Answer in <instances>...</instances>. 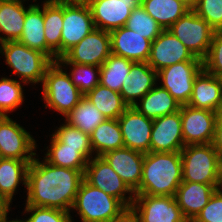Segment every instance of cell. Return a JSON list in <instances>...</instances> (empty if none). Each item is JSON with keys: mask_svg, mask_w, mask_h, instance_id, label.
<instances>
[{"mask_svg": "<svg viewBox=\"0 0 222 222\" xmlns=\"http://www.w3.org/2000/svg\"><path fill=\"white\" fill-rule=\"evenodd\" d=\"M84 180L80 170L57 167L34 158L27 172L26 206L56 208L70 212Z\"/></svg>", "mask_w": 222, "mask_h": 222, "instance_id": "1", "label": "cell"}, {"mask_svg": "<svg viewBox=\"0 0 222 222\" xmlns=\"http://www.w3.org/2000/svg\"><path fill=\"white\" fill-rule=\"evenodd\" d=\"M183 182L180 152L145 153L142 178L135 195L174 196Z\"/></svg>", "mask_w": 222, "mask_h": 222, "instance_id": "2", "label": "cell"}, {"mask_svg": "<svg viewBox=\"0 0 222 222\" xmlns=\"http://www.w3.org/2000/svg\"><path fill=\"white\" fill-rule=\"evenodd\" d=\"M180 153L183 182L222 185V157L211 143L186 145Z\"/></svg>", "mask_w": 222, "mask_h": 222, "instance_id": "3", "label": "cell"}, {"mask_svg": "<svg viewBox=\"0 0 222 222\" xmlns=\"http://www.w3.org/2000/svg\"><path fill=\"white\" fill-rule=\"evenodd\" d=\"M0 44V53L4 54L7 65L13 69V74L21 77V82L43 83L46 70L53 63L46 54L31 49L17 40Z\"/></svg>", "mask_w": 222, "mask_h": 222, "instance_id": "4", "label": "cell"}, {"mask_svg": "<svg viewBox=\"0 0 222 222\" xmlns=\"http://www.w3.org/2000/svg\"><path fill=\"white\" fill-rule=\"evenodd\" d=\"M43 99L45 107L53 108L66 116L84 94L71 81L68 73L62 70V65L53 62L46 70L43 80Z\"/></svg>", "mask_w": 222, "mask_h": 222, "instance_id": "5", "label": "cell"}, {"mask_svg": "<svg viewBox=\"0 0 222 222\" xmlns=\"http://www.w3.org/2000/svg\"><path fill=\"white\" fill-rule=\"evenodd\" d=\"M125 207L119 199L83 180L72 208L79 212L82 222H107Z\"/></svg>", "mask_w": 222, "mask_h": 222, "instance_id": "6", "label": "cell"}, {"mask_svg": "<svg viewBox=\"0 0 222 222\" xmlns=\"http://www.w3.org/2000/svg\"><path fill=\"white\" fill-rule=\"evenodd\" d=\"M168 30L176 36L192 54L203 60L216 31L194 10H189Z\"/></svg>", "mask_w": 222, "mask_h": 222, "instance_id": "7", "label": "cell"}, {"mask_svg": "<svg viewBox=\"0 0 222 222\" xmlns=\"http://www.w3.org/2000/svg\"><path fill=\"white\" fill-rule=\"evenodd\" d=\"M61 57L95 29L90 7L85 0L63 3Z\"/></svg>", "mask_w": 222, "mask_h": 222, "instance_id": "8", "label": "cell"}, {"mask_svg": "<svg viewBox=\"0 0 222 222\" xmlns=\"http://www.w3.org/2000/svg\"><path fill=\"white\" fill-rule=\"evenodd\" d=\"M110 54V32L95 28L60 57L57 62L100 67Z\"/></svg>", "mask_w": 222, "mask_h": 222, "instance_id": "9", "label": "cell"}, {"mask_svg": "<svg viewBox=\"0 0 222 222\" xmlns=\"http://www.w3.org/2000/svg\"><path fill=\"white\" fill-rule=\"evenodd\" d=\"M203 69L202 61H182L157 72L162 88L166 89L182 105H187L196 76Z\"/></svg>", "mask_w": 222, "mask_h": 222, "instance_id": "10", "label": "cell"}, {"mask_svg": "<svg viewBox=\"0 0 222 222\" xmlns=\"http://www.w3.org/2000/svg\"><path fill=\"white\" fill-rule=\"evenodd\" d=\"M84 180L91 186L119 199L126 207L132 206L135 197L132 194L135 195V193L101 156H95L88 161ZM126 193L131 195L126 198Z\"/></svg>", "mask_w": 222, "mask_h": 222, "instance_id": "11", "label": "cell"}, {"mask_svg": "<svg viewBox=\"0 0 222 222\" xmlns=\"http://www.w3.org/2000/svg\"><path fill=\"white\" fill-rule=\"evenodd\" d=\"M184 146L210 144L220 113L189 105L180 108Z\"/></svg>", "mask_w": 222, "mask_h": 222, "instance_id": "12", "label": "cell"}, {"mask_svg": "<svg viewBox=\"0 0 222 222\" xmlns=\"http://www.w3.org/2000/svg\"><path fill=\"white\" fill-rule=\"evenodd\" d=\"M35 139L8 116H0V156L19 160H34ZM28 154V155H27Z\"/></svg>", "mask_w": 222, "mask_h": 222, "instance_id": "13", "label": "cell"}, {"mask_svg": "<svg viewBox=\"0 0 222 222\" xmlns=\"http://www.w3.org/2000/svg\"><path fill=\"white\" fill-rule=\"evenodd\" d=\"M140 222H188L174 196L134 195Z\"/></svg>", "mask_w": 222, "mask_h": 222, "instance_id": "14", "label": "cell"}, {"mask_svg": "<svg viewBox=\"0 0 222 222\" xmlns=\"http://www.w3.org/2000/svg\"><path fill=\"white\" fill-rule=\"evenodd\" d=\"M182 61L202 60L195 57L192 52L168 29L163 30L151 44L147 63L158 72L167 66Z\"/></svg>", "mask_w": 222, "mask_h": 222, "instance_id": "15", "label": "cell"}, {"mask_svg": "<svg viewBox=\"0 0 222 222\" xmlns=\"http://www.w3.org/2000/svg\"><path fill=\"white\" fill-rule=\"evenodd\" d=\"M91 10L95 28L111 32L125 26L138 0H85Z\"/></svg>", "mask_w": 222, "mask_h": 222, "instance_id": "16", "label": "cell"}, {"mask_svg": "<svg viewBox=\"0 0 222 222\" xmlns=\"http://www.w3.org/2000/svg\"><path fill=\"white\" fill-rule=\"evenodd\" d=\"M124 147L142 153L150 152L153 119L129 106L118 118Z\"/></svg>", "mask_w": 222, "mask_h": 222, "instance_id": "17", "label": "cell"}, {"mask_svg": "<svg viewBox=\"0 0 222 222\" xmlns=\"http://www.w3.org/2000/svg\"><path fill=\"white\" fill-rule=\"evenodd\" d=\"M184 147L180 110L153 119L150 152H180Z\"/></svg>", "mask_w": 222, "mask_h": 222, "instance_id": "18", "label": "cell"}, {"mask_svg": "<svg viewBox=\"0 0 222 222\" xmlns=\"http://www.w3.org/2000/svg\"><path fill=\"white\" fill-rule=\"evenodd\" d=\"M145 153L121 148L104 153L101 157L119 175L126 185L135 192L142 178V166Z\"/></svg>", "mask_w": 222, "mask_h": 222, "instance_id": "19", "label": "cell"}, {"mask_svg": "<svg viewBox=\"0 0 222 222\" xmlns=\"http://www.w3.org/2000/svg\"><path fill=\"white\" fill-rule=\"evenodd\" d=\"M111 53L132 62H147L152 41L123 26L110 32Z\"/></svg>", "mask_w": 222, "mask_h": 222, "instance_id": "20", "label": "cell"}, {"mask_svg": "<svg viewBox=\"0 0 222 222\" xmlns=\"http://www.w3.org/2000/svg\"><path fill=\"white\" fill-rule=\"evenodd\" d=\"M187 105L222 114V79L202 69L195 78Z\"/></svg>", "mask_w": 222, "mask_h": 222, "instance_id": "21", "label": "cell"}, {"mask_svg": "<svg viewBox=\"0 0 222 222\" xmlns=\"http://www.w3.org/2000/svg\"><path fill=\"white\" fill-rule=\"evenodd\" d=\"M222 185L182 182L174 195L183 216L191 222L207 205L210 197Z\"/></svg>", "mask_w": 222, "mask_h": 222, "instance_id": "22", "label": "cell"}, {"mask_svg": "<svg viewBox=\"0 0 222 222\" xmlns=\"http://www.w3.org/2000/svg\"><path fill=\"white\" fill-rule=\"evenodd\" d=\"M157 72L147 62H135L125 78L120 94L128 106L137 103V98H142L155 85Z\"/></svg>", "mask_w": 222, "mask_h": 222, "instance_id": "23", "label": "cell"}, {"mask_svg": "<svg viewBox=\"0 0 222 222\" xmlns=\"http://www.w3.org/2000/svg\"><path fill=\"white\" fill-rule=\"evenodd\" d=\"M63 3L44 2V33L46 55L56 62L61 57V31L63 29Z\"/></svg>", "mask_w": 222, "mask_h": 222, "instance_id": "24", "label": "cell"}, {"mask_svg": "<svg viewBox=\"0 0 222 222\" xmlns=\"http://www.w3.org/2000/svg\"><path fill=\"white\" fill-rule=\"evenodd\" d=\"M139 101L133 105L140 113L148 118L156 119L180 110L178 101L161 86L153 87Z\"/></svg>", "mask_w": 222, "mask_h": 222, "instance_id": "25", "label": "cell"}, {"mask_svg": "<svg viewBox=\"0 0 222 222\" xmlns=\"http://www.w3.org/2000/svg\"><path fill=\"white\" fill-rule=\"evenodd\" d=\"M22 2L24 0L0 2V32L5 34L0 36V43L16 41L21 37L26 11L32 6L25 8Z\"/></svg>", "mask_w": 222, "mask_h": 222, "instance_id": "26", "label": "cell"}, {"mask_svg": "<svg viewBox=\"0 0 222 222\" xmlns=\"http://www.w3.org/2000/svg\"><path fill=\"white\" fill-rule=\"evenodd\" d=\"M33 160H19L15 158L0 159V195H3L9 202L20 181L27 187V172Z\"/></svg>", "mask_w": 222, "mask_h": 222, "instance_id": "27", "label": "cell"}, {"mask_svg": "<svg viewBox=\"0 0 222 222\" xmlns=\"http://www.w3.org/2000/svg\"><path fill=\"white\" fill-rule=\"evenodd\" d=\"M33 4L27 11L23 32L17 40L25 46L46 54V40L44 33V3L43 8Z\"/></svg>", "mask_w": 222, "mask_h": 222, "instance_id": "28", "label": "cell"}, {"mask_svg": "<svg viewBox=\"0 0 222 222\" xmlns=\"http://www.w3.org/2000/svg\"><path fill=\"white\" fill-rule=\"evenodd\" d=\"M84 96L89 99L106 119H118L129 107L120 93L101 84L96 85Z\"/></svg>", "mask_w": 222, "mask_h": 222, "instance_id": "29", "label": "cell"}, {"mask_svg": "<svg viewBox=\"0 0 222 222\" xmlns=\"http://www.w3.org/2000/svg\"><path fill=\"white\" fill-rule=\"evenodd\" d=\"M93 152L96 156H102L104 153L124 148L122 132L118 119H105L90 134Z\"/></svg>", "mask_w": 222, "mask_h": 222, "instance_id": "30", "label": "cell"}, {"mask_svg": "<svg viewBox=\"0 0 222 222\" xmlns=\"http://www.w3.org/2000/svg\"><path fill=\"white\" fill-rule=\"evenodd\" d=\"M140 4L164 30L190 10L178 0H142Z\"/></svg>", "mask_w": 222, "mask_h": 222, "instance_id": "31", "label": "cell"}, {"mask_svg": "<svg viewBox=\"0 0 222 222\" xmlns=\"http://www.w3.org/2000/svg\"><path fill=\"white\" fill-rule=\"evenodd\" d=\"M44 157L50 164L80 170L85 172L88 164V159L78 151V148L64 147V143L60 142L54 135H52L51 146Z\"/></svg>", "mask_w": 222, "mask_h": 222, "instance_id": "32", "label": "cell"}, {"mask_svg": "<svg viewBox=\"0 0 222 222\" xmlns=\"http://www.w3.org/2000/svg\"><path fill=\"white\" fill-rule=\"evenodd\" d=\"M133 63L127 58L111 53L100 66L99 84L120 93Z\"/></svg>", "mask_w": 222, "mask_h": 222, "instance_id": "33", "label": "cell"}, {"mask_svg": "<svg viewBox=\"0 0 222 222\" xmlns=\"http://www.w3.org/2000/svg\"><path fill=\"white\" fill-rule=\"evenodd\" d=\"M65 117V123L89 135L106 119L85 96Z\"/></svg>", "mask_w": 222, "mask_h": 222, "instance_id": "34", "label": "cell"}, {"mask_svg": "<svg viewBox=\"0 0 222 222\" xmlns=\"http://www.w3.org/2000/svg\"><path fill=\"white\" fill-rule=\"evenodd\" d=\"M125 27L137 32L144 38L154 41L164 30L140 4L134 8L126 21Z\"/></svg>", "mask_w": 222, "mask_h": 222, "instance_id": "35", "label": "cell"}, {"mask_svg": "<svg viewBox=\"0 0 222 222\" xmlns=\"http://www.w3.org/2000/svg\"><path fill=\"white\" fill-rule=\"evenodd\" d=\"M53 135L64 143V147L78 148V151L90 160L93 148L89 134L66 123L62 124Z\"/></svg>", "mask_w": 222, "mask_h": 222, "instance_id": "36", "label": "cell"}, {"mask_svg": "<svg viewBox=\"0 0 222 222\" xmlns=\"http://www.w3.org/2000/svg\"><path fill=\"white\" fill-rule=\"evenodd\" d=\"M23 89L20 81L8 78L0 80V116H7V112L15 110L24 101Z\"/></svg>", "mask_w": 222, "mask_h": 222, "instance_id": "37", "label": "cell"}, {"mask_svg": "<svg viewBox=\"0 0 222 222\" xmlns=\"http://www.w3.org/2000/svg\"><path fill=\"white\" fill-rule=\"evenodd\" d=\"M59 64L71 65L73 67L72 72H70L71 74L69 76L71 78V81L84 95L99 84L100 67L95 65H84L76 63ZM94 68L96 70H94Z\"/></svg>", "mask_w": 222, "mask_h": 222, "instance_id": "38", "label": "cell"}, {"mask_svg": "<svg viewBox=\"0 0 222 222\" xmlns=\"http://www.w3.org/2000/svg\"><path fill=\"white\" fill-rule=\"evenodd\" d=\"M193 10L216 32H222V0H198Z\"/></svg>", "mask_w": 222, "mask_h": 222, "instance_id": "39", "label": "cell"}, {"mask_svg": "<svg viewBox=\"0 0 222 222\" xmlns=\"http://www.w3.org/2000/svg\"><path fill=\"white\" fill-rule=\"evenodd\" d=\"M202 62L205 71L222 79V32L213 35L209 51Z\"/></svg>", "mask_w": 222, "mask_h": 222, "instance_id": "40", "label": "cell"}, {"mask_svg": "<svg viewBox=\"0 0 222 222\" xmlns=\"http://www.w3.org/2000/svg\"><path fill=\"white\" fill-rule=\"evenodd\" d=\"M26 212L32 215L26 219L27 222H72L70 212L48 207L25 206Z\"/></svg>", "mask_w": 222, "mask_h": 222, "instance_id": "41", "label": "cell"}, {"mask_svg": "<svg viewBox=\"0 0 222 222\" xmlns=\"http://www.w3.org/2000/svg\"><path fill=\"white\" fill-rule=\"evenodd\" d=\"M191 222H222V191L216 189L207 205Z\"/></svg>", "mask_w": 222, "mask_h": 222, "instance_id": "42", "label": "cell"}, {"mask_svg": "<svg viewBox=\"0 0 222 222\" xmlns=\"http://www.w3.org/2000/svg\"><path fill=\"white\" fill-rule=\"evenodd\" d=\"M107 222H140V220L133 206H127Z\"/></svg>", "mask_w": 222, "mask_h": 222, "instance_id": "43", "label": "cell"}, {"mask_svg": "<svg viewBox=\"0 0 222 222\" xmlns=\"http://www.w3.org/2000/svg\"><path fill=\"white\" fill-rule=\"evenodd\" d=\"M211 144L222 157V114H220L216 121L214 136Z\"/></svg>", "mask_w": 222, "mask_h": 222, "instance_id": "44", "label": "cell"}, {"mask_svg": "<svg viewBox=\"0 0 222 222\" xmlns=\"http://www.w3.org/2000/svg\"><path fill=\"white\" fill-rule=\"evenodd\" d=\"M10 203L3 195H0V222L7 217L10 210Z\"/></svg>", "mask_w": 222, "mask_h": 222, "instance_id": "45", "label": "cell"}, {"mask_svg": "<svg viewBox=\"0 0 222 222\" xmlns=\"http://www.w3.org/2000/svg\"><path fill=\"white\" fill-rule=\"evenodd\" d=\"M185 4L190 10H193L198 3V0H178Z\"/></svg>", "mask_w": 222, "mask_h": 222, "instance_id": "46", "label": "cell"}, {"mask_svg": "<svg viewBox=\"0 0 222 222\" xmlns=\"http://www.w3.org/2000/svg\"><path fill=\"white\" fill-rule=\"evenodd\" d=\"M77 0H46L45 3H69Z\"/></svg>", "mask_w": 222, "mask_h": 222, "instance_id": "47", "label": "cell"}, {"mask_svg": "<svg viewBox=\"0 0 222 222\" xmlns=\"http://www.w3.org/2000/svg\"><path fill=\"white\" fill-rule=\"evenodd\" d=\"M1 222H27V221H26V220H24V221H23V220H20V221H19V220H17V219H16V220H12V221H7V217H6V218H5L3 221H1Z\"/></svg>", "mask_w": 222, "mask_h": 222, "instance_id": "48", "label": "cell"}, {"mask_svg": "<svg viewBox=\"0 0 222 222\" xmlns=\"http://www.w3.org/2000/svg\"><path fill=\"white\" fill-rule=\"evenodd\" d=\"M5 1H20V0H0V2H5Z\"/></svg>", "mask_w": 222, "mask_h": 222, "instance_id": "49", "label": "cell"}]
</instances>
